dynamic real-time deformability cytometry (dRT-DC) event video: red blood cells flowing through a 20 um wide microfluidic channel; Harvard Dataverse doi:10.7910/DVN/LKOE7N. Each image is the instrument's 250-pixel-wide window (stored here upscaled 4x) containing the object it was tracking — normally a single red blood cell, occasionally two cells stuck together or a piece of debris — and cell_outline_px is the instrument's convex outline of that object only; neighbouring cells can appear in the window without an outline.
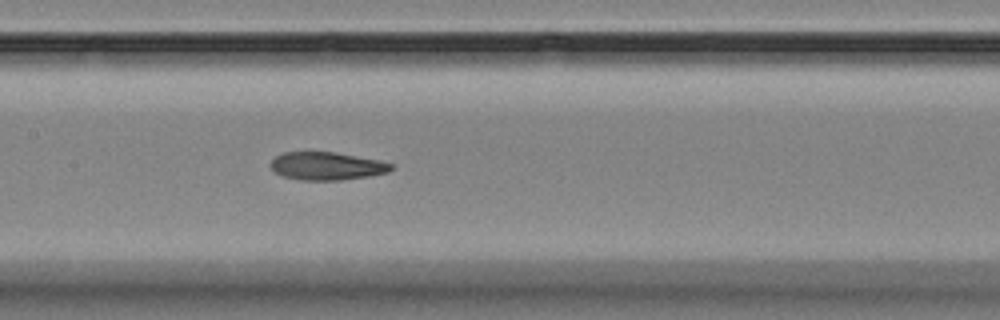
{"species": "Egyptian fruit bat (a non-hibernating species)", "species_latin": "Rousettus aegyptiacus", "temperature_condition": "room temperature", "stored_images_in_passage": 8, "camera_frame_rate_fps": 3000, "um_per_image_px": 0.085, "animal": {"sex": "female"}, "frame": {"image": 1, "passage_image": 8, "time_ms": 8.0, "image_size_px": [1000, 320], "cell_outline_px": [[392, 168], [388, 172], [368, 176], [340, 180], [300, 180], [284, 176], [276, 172], [272, 168], [272, 160], [276, 156], [284, 152], [336, 152], [380, 160], [392, 164]], "centroid_in_image_um": [27.8, 14.11], "position_along_channel_um": 179.6, "area_um2": 19.42}}